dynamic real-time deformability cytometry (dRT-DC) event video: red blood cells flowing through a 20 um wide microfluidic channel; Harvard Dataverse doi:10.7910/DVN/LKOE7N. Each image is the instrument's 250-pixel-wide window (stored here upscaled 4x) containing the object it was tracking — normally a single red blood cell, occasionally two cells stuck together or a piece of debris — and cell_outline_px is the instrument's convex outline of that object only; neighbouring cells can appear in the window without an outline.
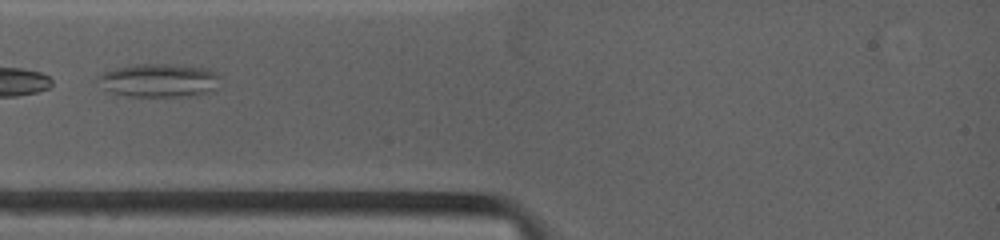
{"species": "common noctule bat (a hibernating species)", "species_latin": "Nyctalus noctula", "temperature_condition": "warm", "stored_images_in_passage": 25, "camera_frame_rate_fps": 4500, "um_per_image_px": 0.085, "animal": {"sex": "female", "body_mass_g": 19.0, "forearm_length_mm": 53.3}, "frame": {"image": 1, "passage_image": 2, "time_ms": 0.444, "image_size_px": [1000, 240], "cell_outline_px": [[220, 88], [196, 96], [128, 96], [104, 92], [92, 80], [96, 76], [104, 72], [116, 68], [136, 64], [168, 64], [208, 68], [220, 72]], "centroid_in_image_um": [13.49, 6.84], "position_along_channel_um": 71.5, "area_um2": 24.8}}
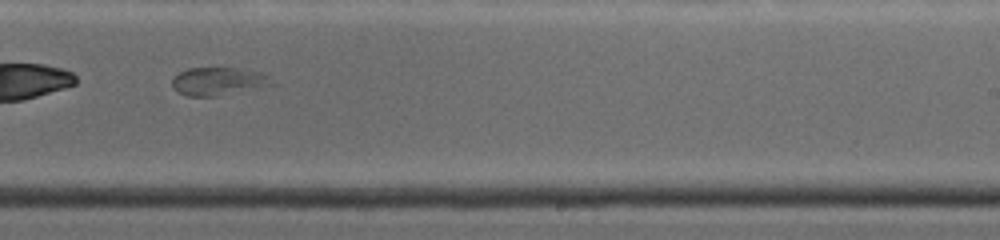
{"frame": {"image": 2, "passage_image": 14, "time_ms": 5.556, "image_size_px": [1000, 240], "cell_outline_px": [[276, 84], [224, 96], [188, 96], [176, 92], [172, 88], [172, 80], [180, 72], [188, 68], [236, 68], [256, 72], [268, 76]], "centroid_in_image_um": [18.54, 6.94], "position_along_channel_um": 270.5, "area_um2": 16.36}}
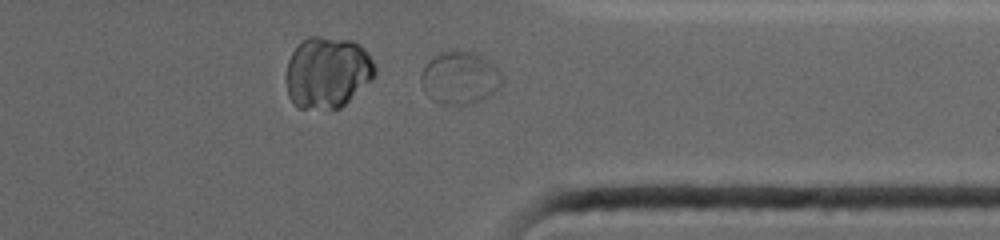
{"frame": {"image": 3, "passage_image": 20, "time_ms": 8.222, "image_size_px": [1000, 240], "cell_outline_px": [[504, 84], [500, 88], [488, 96], [472, 104], [444, 104], [432, 100], [424, 92], [420, 84], [420, 76], [428, 60], [432, 56], [440, 52], [476, 52], [488, 60], [504, 76]], "centroid_in_image_um": [39.09, 6.63], "position_along_channel_um": 372.3, "area_um2": 25.03}}